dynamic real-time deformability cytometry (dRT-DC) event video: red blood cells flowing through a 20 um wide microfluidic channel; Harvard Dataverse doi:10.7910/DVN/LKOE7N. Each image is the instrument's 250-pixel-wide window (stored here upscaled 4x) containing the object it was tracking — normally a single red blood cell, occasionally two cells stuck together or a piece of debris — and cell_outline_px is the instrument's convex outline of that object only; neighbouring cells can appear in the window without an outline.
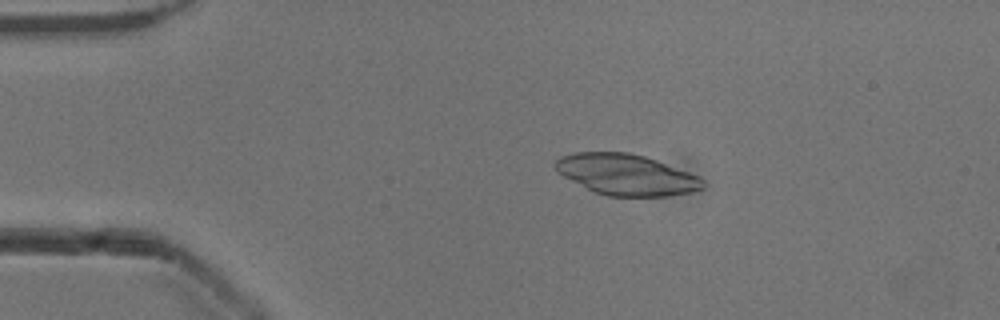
{"species": "common noctule bat (a hibernating species)", "species_latin": "Nyctalus noctula", "temperature_condition": "cold", "stored_images_in_passage": 51, "camera_frame_rate_fps": 3000, "um_per_image_px": 0.085, "animal": {"sex": "male", "body_mass_g": 13.3}, "frame": {"image": 1, "passage_image": 9, "time_ms": 2.667, "image_size_px": [1000, 320], "cell_outline_px": [[704, 188], [692, 192], [668, 196], [608, 196], [592, 192], [556, 172], [552, 164], [560, 156], [576, 152], [628, 152], [644, 156], [656, 160], [700, 176], [704, 180]], "centroid_in_image_um": [53.21, 14.85], "position_along_channel_um": 31.8, "area_um2": 35.49}}